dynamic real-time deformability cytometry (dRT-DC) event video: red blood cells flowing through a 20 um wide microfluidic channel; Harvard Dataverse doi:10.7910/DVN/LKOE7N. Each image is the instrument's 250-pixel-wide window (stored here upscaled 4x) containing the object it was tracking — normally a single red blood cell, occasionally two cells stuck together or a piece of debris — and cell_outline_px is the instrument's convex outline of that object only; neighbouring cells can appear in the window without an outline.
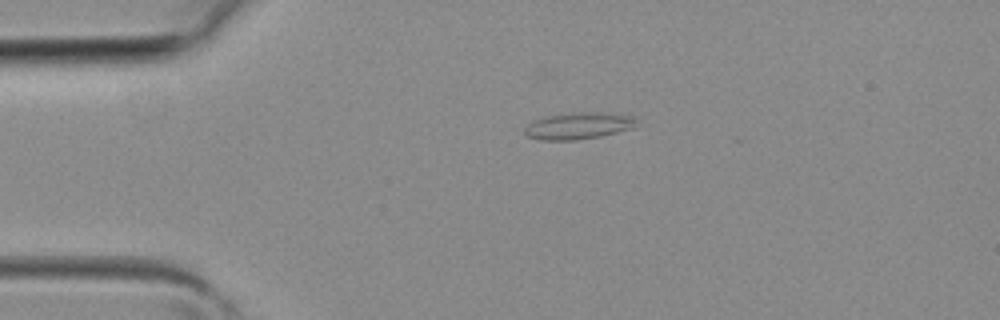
{"species": "common noctule bat (a hibernating species)", "species_latin": "Nyctalus noctula", "temperature_condition": "room temperature", "stored_images_in_passage": 4, "camera_frame_rate_fps": 3000, "um_per_image_px": 0.085, "animal": {"sex": "female", "body_mass_g": 19.3, "forearm_length_mm": 54.1}, "frame": {"image": 1, "passage_image": 2, "time_ms": 0.333, "image_size_px": [1000, 320], "cell_outline_px": [[636, 120], [632, 128], [600, 136], [576, 140], [540, 140], [528, 136], [524, 132], [524, 128], [528, 124], [536, 120], [548, 116], [572, 112], [596, 112], [636, 116]], "centroid_in_image_um": [49.15, 10.69], "position_along_channel_um": 35.8, "area_um2": 17.22}}
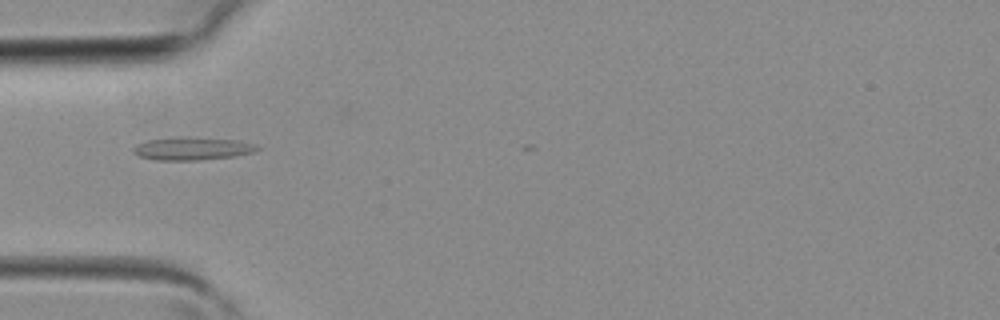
{"frame": {"image": 2, "passage_image": 3, "time_ms": 0.667, "image_size_px": [1000, 320], "cell_outline_px": [[260, 148], [252, 152], [232, 156], [196, 160], [156, 160], [140, 156], [132, 152], [132, 148], [136, 144], [148, 140], [176, 136], [236, 140], [252, 144]], "centroid_in_image_um": [16.25, 12.62], "position_along_channel_um": 68.8, "area_um2": 16.3}}
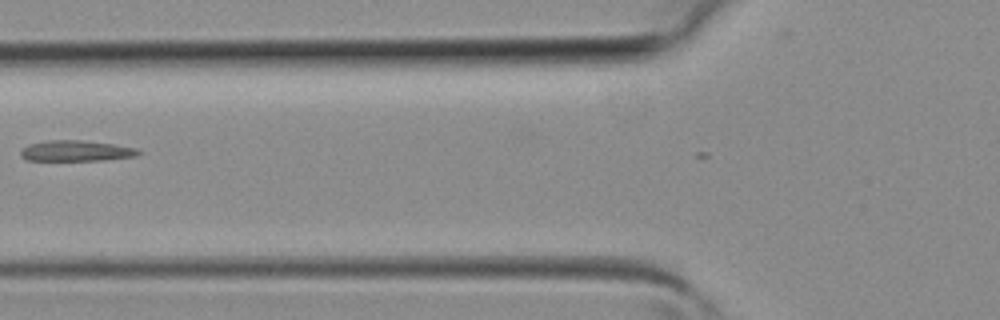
{"frame": {"image": 3, "passage_image": 4, "time_ms": 1.0, "image_size_px": [1000, 320], "cell_outline_px": [[140, 152], [136, 156], [104, 160], [28, 160], [20, 156], [20, 152], [28, 144], [48, 140], [80, 140], [112, 144], [136, 148]], "centroid_in_image_um": [6.44, 12.82], "position_along_channel_um": 119.4, "area_um2": 14.05}}